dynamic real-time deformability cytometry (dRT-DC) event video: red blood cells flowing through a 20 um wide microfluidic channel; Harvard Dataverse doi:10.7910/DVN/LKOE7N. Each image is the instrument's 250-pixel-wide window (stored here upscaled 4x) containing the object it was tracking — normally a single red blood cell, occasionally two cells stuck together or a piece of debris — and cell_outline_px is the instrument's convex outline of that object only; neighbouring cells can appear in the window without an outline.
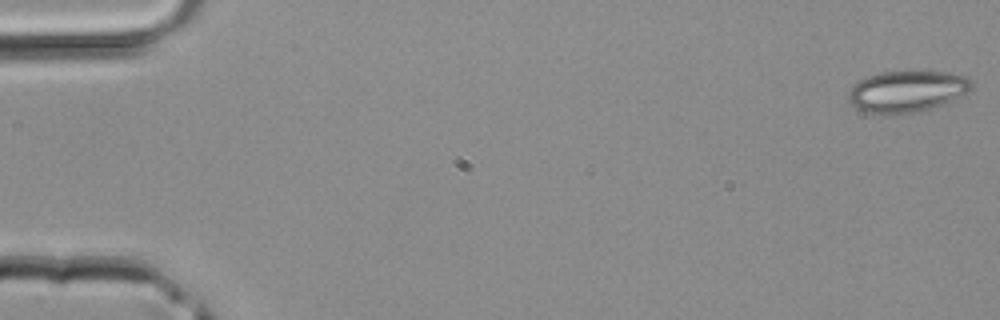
{"species": "common noctule bat (a hibernating species)", "species_latin": "Nyctalus noctula", "temperature_condition": "room temperature", "stored_images_in_passage": 43, "camera_frame_rate_fps": 3000, "um_per_image_px": 0.085, "animal": {"sex": "male", "body_mass_g": 20.4}, "frame": {"image": 1, "passage_image": 1, "time_ms": 0.0, "image_size_px": [1000, 320], "cell_outline_px": [[972, 88], [952, 100], [944, 104], [916, 112], [864, 112], [856, 108], [848, 100], [848, 92], [852, 84], [868, 76], [884, 72], [948, 72], [968, 76], [972, 80]], "centroid_in_image_um": [77.09, 7.74], "position_along_channel_um": 7.9, "area_um2": 29.19}}
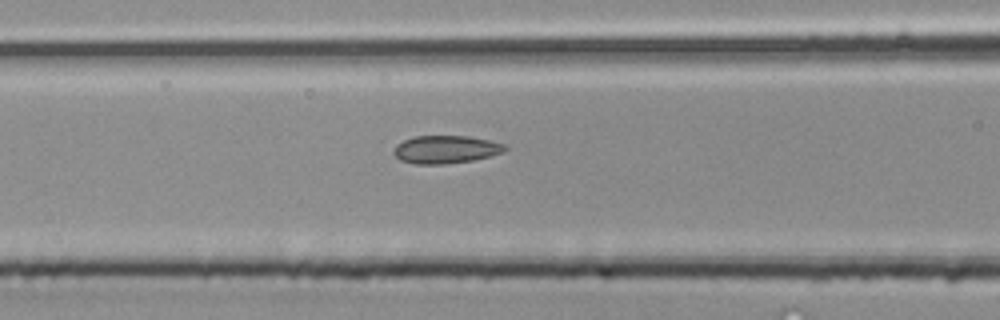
{"frame": {"image": 2, "passage_image": 18, "time_ms": 5.667, "image_size_px": [1000, 320], "cell_outline_px": [[508, 148], [504, 152], [472, 160], [444, 164], [416, 164], [400, 160], [392, 152], [392, 148], [396, 144], [412, 136], [468, 136], [488, 140], [504, 144]], "centroid_in_image_um": [37.84, 12.7], "position_along_channel_um": 128.8, "area_um2": 18.09}}
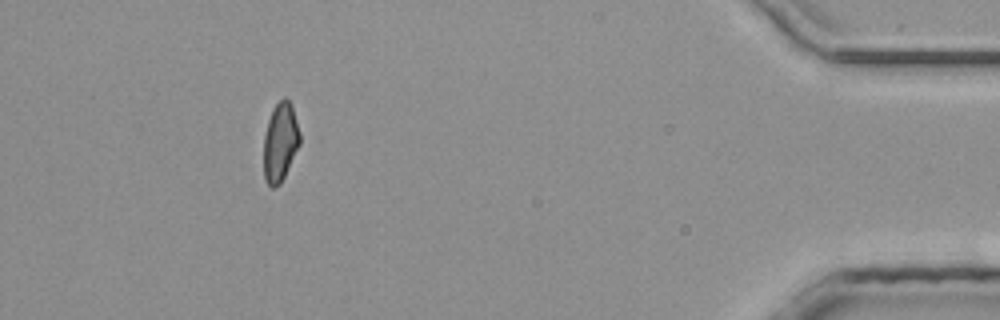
{"frame": {"image": 3, "passage_image": 39, "time_ms": 12.667, "image_size_px": [1000, 320], "cell_outline_px": [[300, 144], [280, 184], [276, 188], [272, 188], [264, 180], [264, 136], [268, 120], [272, 108], [284, 96], [292, 104], [300, 132]], "centroid_in_image_um": [23.82, 12.07], "position_along_channel_um": 411.4, "area_um2": 16.7}}